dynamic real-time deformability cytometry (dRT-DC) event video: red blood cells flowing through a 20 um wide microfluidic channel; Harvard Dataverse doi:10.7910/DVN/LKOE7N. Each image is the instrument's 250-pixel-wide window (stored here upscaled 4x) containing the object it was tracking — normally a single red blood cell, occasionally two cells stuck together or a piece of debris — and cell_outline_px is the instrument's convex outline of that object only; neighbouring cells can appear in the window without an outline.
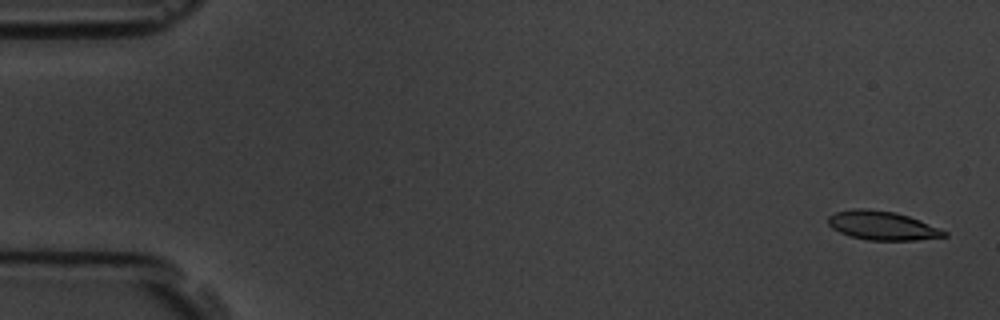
{"species": "common noctule bat (a hibernating species)", "species_latin": "Nyctalus noctula", "temperature_condition": "room temperature", "stored_images_in_passage": 5, "segment_of_instrument_passage": [1, 2], "camera_frame_rate_fps": 3000, "um_per_image_px": 0.085, "animal": {"sex": "male", "body_mass_g": 19.5, "forearm_length_mm": 54.6}, "frame": {"image": 1, "passage_image": 1, "time_ms": 0.0, "image_size_px": [1000, 320], "cell_outline_px": [[948, 236], [916, 240], [868, 240], [848, 236], [832, 228], [828, 224], [828, 216], [836, 212], [856, 208], [868, 208], [896, 212], [920, 220], [948, 232]], "centroid_in_image_um": [74.98, 19.17], "position_along_channel_um": 10.0, "area_um2": 19.59}}
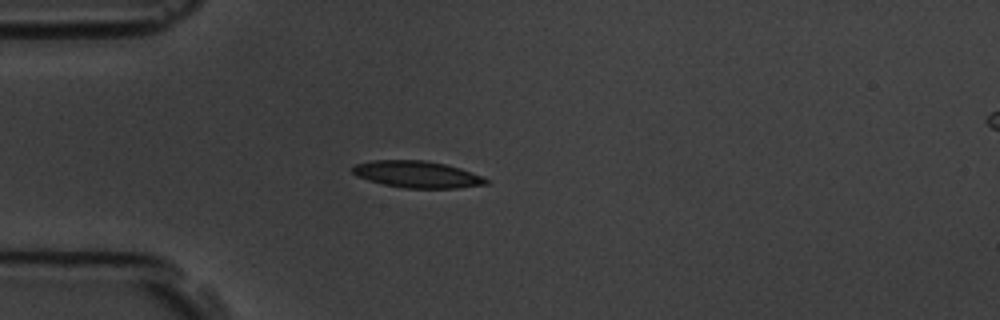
{"frame": {"image": 2, "passage_image": 4, "time_ms": 4.333, "image_size_px": [1000, 320], "cell_outline_px": [[488, 184], [456, 188], [404, 188], [384, 184], [368, 180], [356, 176], [352, 172], [352, 168], [356, 164], [372, 160], [424, 160], [444, 164], [460, 168], [484, 176], [488, 180]], "centroid_in_image_um": [35.46, 14.82], "position_along_channel_um": 49.5, "area_um2": 20.81}}